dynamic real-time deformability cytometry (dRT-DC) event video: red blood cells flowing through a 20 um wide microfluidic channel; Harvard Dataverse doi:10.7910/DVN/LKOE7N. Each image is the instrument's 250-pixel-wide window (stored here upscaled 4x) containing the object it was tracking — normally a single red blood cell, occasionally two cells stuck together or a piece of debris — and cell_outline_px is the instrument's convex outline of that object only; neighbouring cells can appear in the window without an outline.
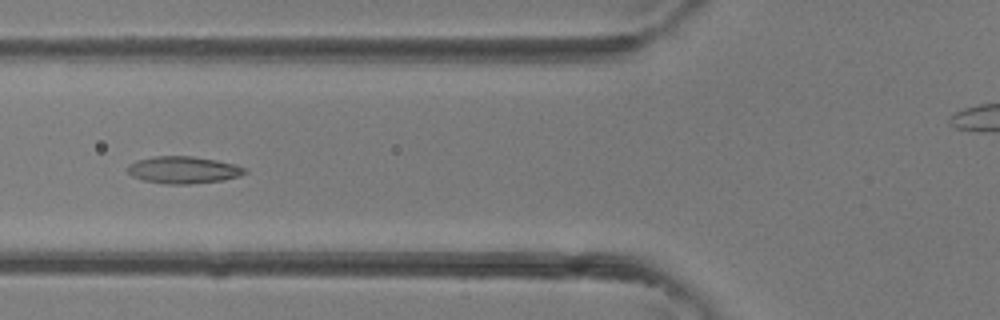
{"species": "common noctule bat (a hibernating species)", "species_latin": "Nyctalus noctula", "temperature_condition": "room temperature", "stored_images_in_passage": 5, "camera_frame_rate_fps": 3000, "um_per_image_px": 0.085, "animal": {"sex": "female"}, "frame": {"image": 1, "passage_image": 5, "time_ms": 1.333, "image_size_px": [1000, 320], "cell_outline_px": [[248, 172], [240, 176], [224, 180], [188, 184], [164, 184], [144, 180], [132, 176], [128, 172], [128, 164], [136, 160], [156, 156], [192, 156], [216, 160], [236, 164], [244, 168]], "centroid_in_image_um": [15.59, 14.44], "position_along_channel_um": 110.2, "area_um2": 18.55}}